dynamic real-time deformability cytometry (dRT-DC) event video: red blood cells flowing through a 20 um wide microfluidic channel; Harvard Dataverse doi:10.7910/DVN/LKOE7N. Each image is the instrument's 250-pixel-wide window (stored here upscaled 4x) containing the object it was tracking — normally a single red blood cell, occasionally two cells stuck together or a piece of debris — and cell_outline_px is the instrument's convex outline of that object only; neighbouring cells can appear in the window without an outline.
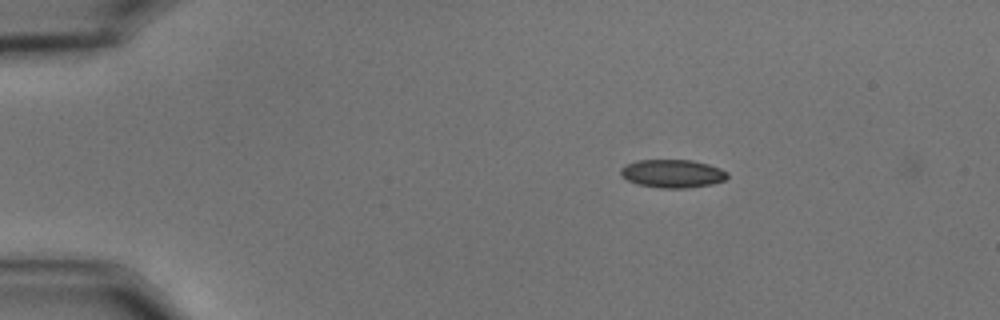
{"species": "common noctule bat (a hibernating species)", "species_latin": "Nyctalus noctula", "temperature_condition": "cold", "stored_images_in_passage": 2, "camera_frame_rate_fps": 3000, "um_per_image_px": 0.085, "animal": {"sex": "male", "body_mass_g": 15.6}, "frame": {"image": 1, "passage_image": 1, "time_ms": 0.0, "image_size_px": [1000, 320], "cell_outline_px": [[728, 176], [724, 180], [712, 184], [684, 188], [660, 188], [636, 184], [620, 176], [620, 168], [624, 164], [636, 160], [692, 160], [708, 164], [720, 168], [728, 172]], "centroid_in_image_um": [57.12, 14.75], "position_along_channel_um": 27.9, "area_um2": 17.69}}